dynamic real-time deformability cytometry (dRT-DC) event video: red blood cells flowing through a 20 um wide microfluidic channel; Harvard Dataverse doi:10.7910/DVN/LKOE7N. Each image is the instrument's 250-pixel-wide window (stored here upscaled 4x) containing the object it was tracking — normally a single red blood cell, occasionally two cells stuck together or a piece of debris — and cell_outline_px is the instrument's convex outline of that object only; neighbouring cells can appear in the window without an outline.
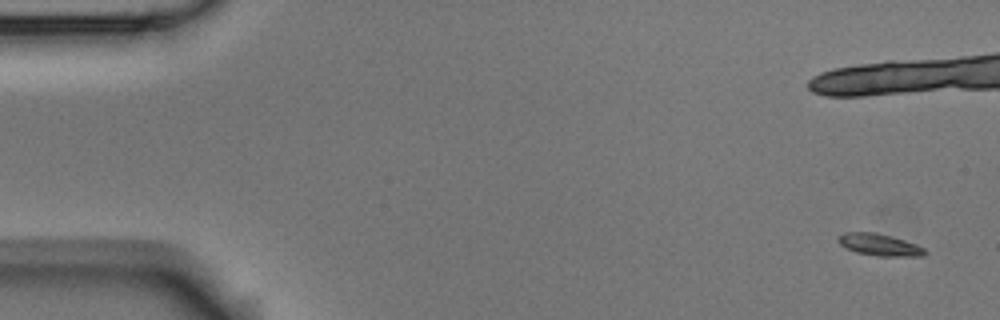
{"species": "Egyptian fruit bat (a non-hibernating species)", "species_latin": "Rousettus aegyptiacus", "temperature_condition": "room temperature", "stored_images_in_passage": 6, "camera_frame_rate_fps": 3000, "um_per_image_px": 0.085, "animal": {"sex": "male"}, "frame": {"image": 1, "passage_image": 1, "time_ms": 0.0, "image_size_px": [1000, 320], "cell_outline_px": [[928, 252], [924, 256], [876, 256], [856, 252], [840, 244], [836, 240], [844, 232], [876, 232], [904, 240], [916, 244], [924, 248]], "centroid_in_image_um": [74.78, 20.81], "position_along_channel_um": 10.2, "area_um2": 11.04}}